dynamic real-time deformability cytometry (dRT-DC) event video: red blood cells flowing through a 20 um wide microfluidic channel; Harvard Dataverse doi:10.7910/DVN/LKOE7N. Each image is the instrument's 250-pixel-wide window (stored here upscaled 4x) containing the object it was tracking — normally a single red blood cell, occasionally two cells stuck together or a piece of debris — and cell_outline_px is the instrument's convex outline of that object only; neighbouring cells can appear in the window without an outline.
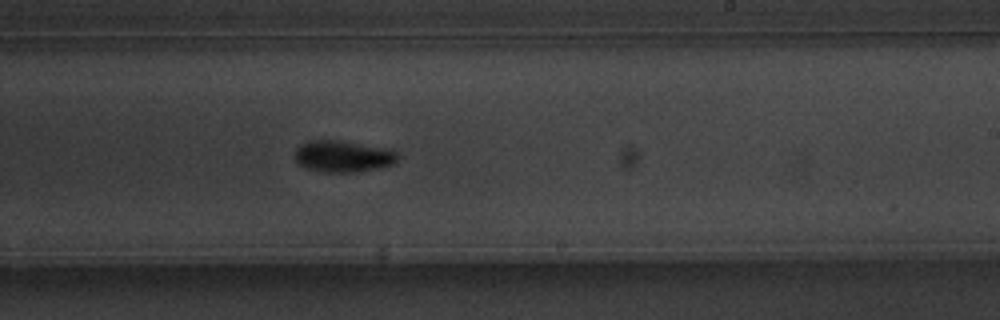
{"species": "common noctule bat (a hibernating species)", "species_latin": "Nyctalus noctula", "temperature_condition": "warm", "stored_images_in_passage": 43, "camera_frame_rate_fps": 3000, "um_per_image_px": 0.085, "animal": {"sex": "male", "body_mass_g": 20.1, "forearm_length_mm": 53.5}, "frame": {"image": 1, "passage_image": 25, "time_ms": 8.0, "image_size_px": [1000, 320], "cell_outline_px": [[400, 156], [392, 164], [376, 168], [356, 172], [320, 172], [304, 168], [296, 160], [296, 148], [300, 144], [308, 140], [340, 140], [380, 148], [396, 152]], "centroid_in_image_um": [29.09, 13.29], "position_along_channel_um": 259.9, "area_um2": 18.67}}
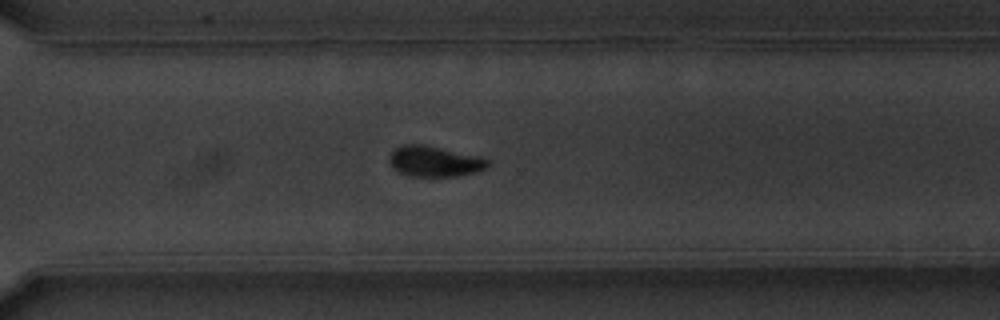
{"frame": {"image": 2, "passage_image": 31, "time_ms": 10.0, "image_size_px": [1000, 320], "cell_outline_px": [[488, 168], [476, 172], [456, 176], [408, 176], [392, 168], [388, 160], [388, 156], [396, 148], [404, 144], [424, 144], [480, 156], [488, 160]], "centroid_in_image_um": [36.92, 13.71], "position_along_channel_um": 333.7, "area_um2": 17.69}}
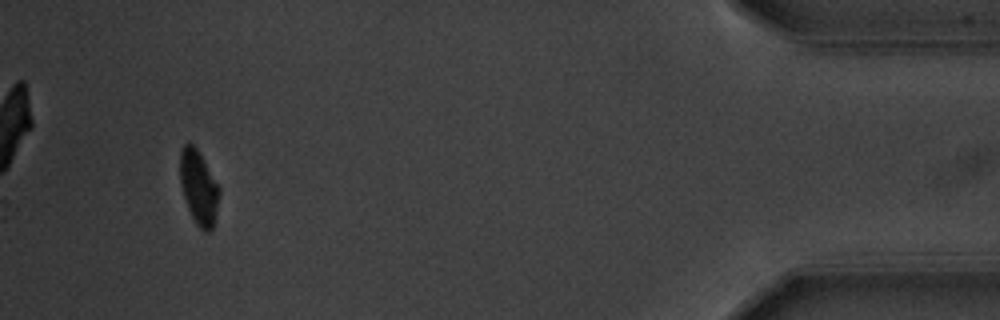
{"frame": {"image": 3, "passage_image": 43, "time_ms": 14.0, "image_size_px": [1000, 320], "cell_outline_px": [[220, 192], [216, 212], [212, 228], [208, 232], [204, 232], [196, 224], [188, 208], [180, 184], [180, 148], [184, 144], [192, 144], [196, 148], [220, 188]], "centroid_in_image_um": [16.87, 15.94], "position_along_channel_um": 418.3, "area_um2": 16.65}, "authors_computed_cell_mechanics": {"area_um2": 17.6868, "velocity_mm_per_s": 3.7052, "shape_relaxation_time_tau1_ms": 2.0997, "shape_relaxation_time_tau2_ms": 5.3345, "deformation_change_tau1": 0.1341, "deformation_change_tau2": 0.0811}}